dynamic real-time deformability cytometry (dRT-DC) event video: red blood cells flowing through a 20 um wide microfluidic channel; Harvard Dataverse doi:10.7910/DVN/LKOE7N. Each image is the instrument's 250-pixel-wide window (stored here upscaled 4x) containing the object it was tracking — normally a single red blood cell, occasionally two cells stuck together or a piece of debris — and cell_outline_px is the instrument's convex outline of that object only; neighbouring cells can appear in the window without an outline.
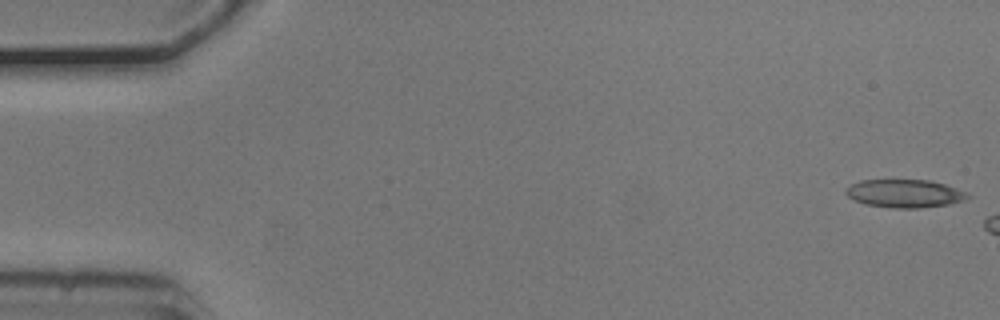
{"species": "common noctule bat (a hibernating species)", "species_latin": "Nyctalus noctula", "temperature_condition": "cold", "stored_images_in_passage": 6, "camera_frame_rate_fps": 3000, "um_per_image_px": 0.085, "animal": {"sex": "male", "body_mass_g": 20.5, "forearm_length_mm": 52.5}, "frame": {"image": 1, "passage_image": 1, "time_ms": 0.0, "image_size_px": [1000, 320], "cell_outline_px": [[972, 196], [964, 200], [948, 204], [920, 208], [892, 208], [864, 204], [848, 196], [844, 192], [852, 184], [860, 180], [928, 180], [944, 184], [968, 192]], "centroid_in_image_um": [76.92, 16.45], "position_along_channel_um": 8.1, "area_um2": 19.88}}